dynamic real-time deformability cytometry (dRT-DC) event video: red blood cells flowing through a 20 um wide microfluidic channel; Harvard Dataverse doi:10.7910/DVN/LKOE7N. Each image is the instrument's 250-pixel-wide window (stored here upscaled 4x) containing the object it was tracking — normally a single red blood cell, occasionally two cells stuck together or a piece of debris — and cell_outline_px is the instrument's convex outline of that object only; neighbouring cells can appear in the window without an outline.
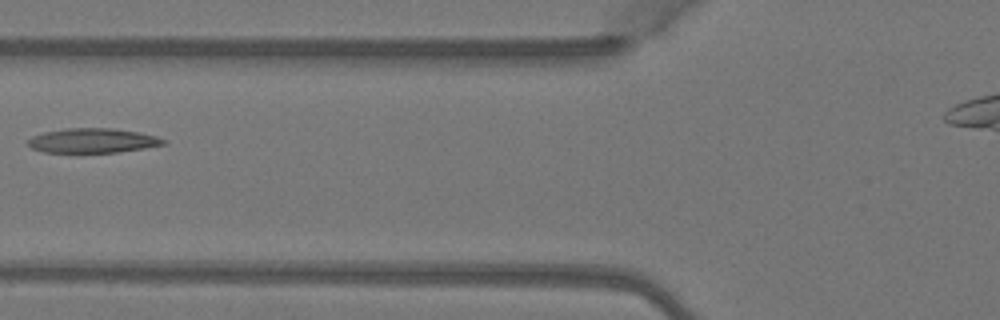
{"species": "Egyptian fruit bat (a non-hibernating species)", "species_latin": "Rousettus aegyptiacus", "temperature_condition": "warm", "stored_images_in_passage": 2, "camera_frame_rate_fps": 3000, "um_per_image_px": 0.085, "animal": {"sex": "female"}, "frame": {"image": 1, "passage_image": 2, "time_ms": 0.333, "image_size_px": [1000, 320], "cell_outline_px": [[168, 144], [144, 148], [116, 152], [44, 152], [32, 148], [28, 144], [28, 140], [32, 136], [44, 132], [64, 128], [112, 128], [140, 132], [156, 136], [164, 140]], "centroid_in_image_um": [7.88, 11.94], "position_along_channel_um": 117.9, "area_um2": 19.31}}